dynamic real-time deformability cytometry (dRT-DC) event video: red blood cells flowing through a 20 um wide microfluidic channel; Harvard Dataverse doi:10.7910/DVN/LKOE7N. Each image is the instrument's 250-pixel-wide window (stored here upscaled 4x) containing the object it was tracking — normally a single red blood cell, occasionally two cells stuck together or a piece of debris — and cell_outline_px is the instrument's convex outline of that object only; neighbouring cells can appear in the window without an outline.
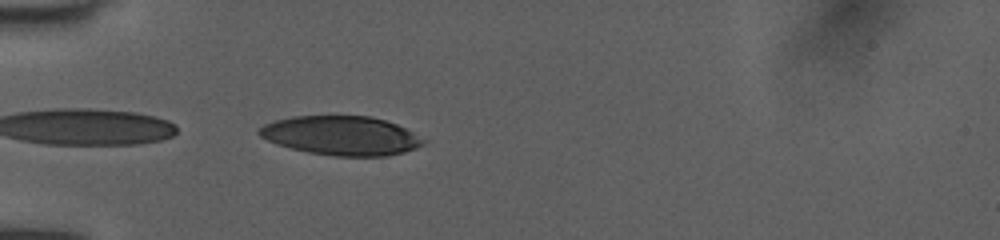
{"species": "human", "species_latin": "Homo sapiens", "temperature_condition": "room temperature", "stored_images_in_passage": 23, "camera_frame_rate_fps": 3000, "um_per_image_px": 0.085, "donor": {"sex": "female"}, "frame": {"image": 1, "passage_image": 1, "time_ms": 0.0, "image_size_px": [1000, 240], "cell_outline_px": [[428, 140], [416, 148], [404, 152], [384, 156], [336, 156], [308, 152], [276, 144], [260, 136], [256, 132], [264, 124], [276, 120], [292, 116], [372, 116], [396, 124]], "centroid_in_image_um": [29.01, 11.52], "position_along_channel_um": 56.0, "area_um2": 37.28}}
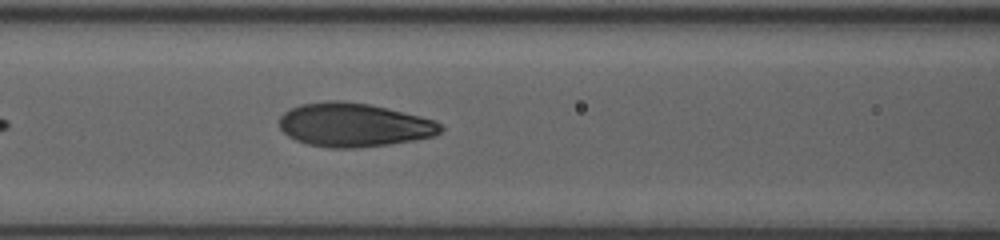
{"frame": {"image": 2, "passage_image": 8, "time_ms": 2.333, "image_size_px": [1000, 240], "cell_outline_px": [[444, 128], [436, 136], [388, 144], [352, 148], [332, 148], [308, 144], [296, 140], [288, 136], [280, 128], [280, 116], [284, 112], [300, 104], [328, 100], [344, 100], [368, 104], [420, 116], [436, 120]], "centroid_in_image_um": [30.08, 10.61], "position_along_channel_um": 136.5, "area_um2": 40.98}}
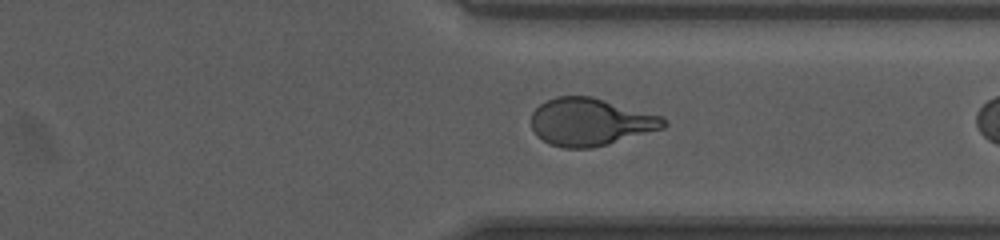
{"frame": {"image": 3, "passage_image": 22, "time_ms": 7.0, "image_size_px": [1000, 240], "cell_outline_px": [[668, 124], [664, 128], [608, 144], [588, 148], [564, 148], [552, 144], [536, 136], [532, 128], [532, 112], [540, 104], [556, 96], [592, 96], [664, 116]], "centroid_in_image_um": [50.21, 10.35], "position_along_channel_um": 361.2, "area_um2": 36.7}}